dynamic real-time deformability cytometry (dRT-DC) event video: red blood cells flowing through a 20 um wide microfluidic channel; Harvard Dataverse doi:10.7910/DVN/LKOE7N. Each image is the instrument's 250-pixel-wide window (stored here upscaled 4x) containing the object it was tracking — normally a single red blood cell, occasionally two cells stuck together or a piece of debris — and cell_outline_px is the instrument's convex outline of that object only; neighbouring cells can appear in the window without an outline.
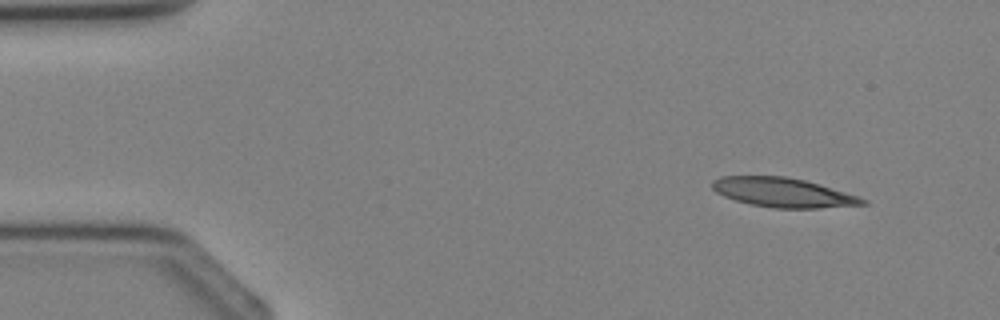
{"species": "Egyptian fruit bat (a non-hibernating species)", "species_latin": "Rousettus aegyptiacus", "temperature_condition": "cold", "stored_images_in_passage": 2, "camera_frame_rate_fps": 3000, "um_per_image_px": 0.085, "animal": {"sex": "female"}, "frame": {"image": 1, "passage_image": 1, "time_ms": 0.0, "image_size_px": [1000, 320], "cell_outline_px": [[868, 204], [820, 208], [772, 208], [752, 204], [736, 200], [724, 196], [716, 192], [712, 188], [712, 180], [720, 176], [784, 176], [804, 180], [844, 192], [868, 200]], "centroid_in_image_um": [66.52, 16.36], "position_along_channel_um": 18.5, "area_um2": 25.43}}